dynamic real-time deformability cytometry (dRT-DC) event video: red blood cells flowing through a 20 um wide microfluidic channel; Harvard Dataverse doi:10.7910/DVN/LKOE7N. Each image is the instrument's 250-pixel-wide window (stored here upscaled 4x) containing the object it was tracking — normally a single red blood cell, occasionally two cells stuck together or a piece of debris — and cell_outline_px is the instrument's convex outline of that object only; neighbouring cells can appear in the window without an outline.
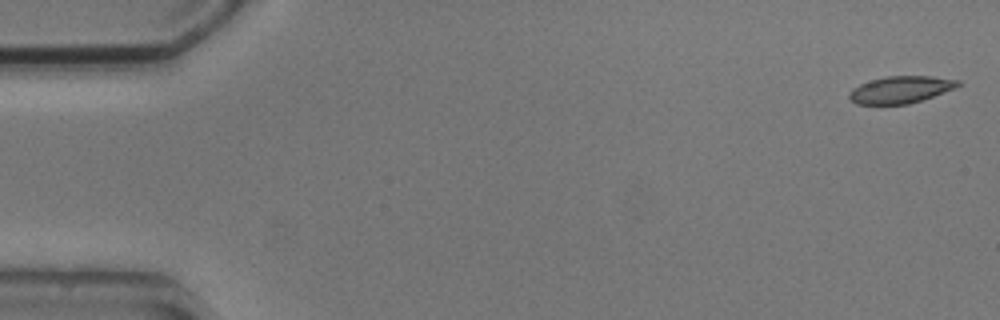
{"species": "common noctule bat (a hibernating species)", "species_latin": "Nyctalus noctula", "temperature_condition": "cold", "stored_images_in_passage": 4, "camera_frame_rate_fps": 3000, "um_per_image_px": 0.085, "animal": {"sex": "male", "body_mass_g": 20.5, "forearm_length_mm": 52.5}, "frame": {"image": 1, "passage_image": 1, "time_ms": 0.0, "image_size_px": [1000, 320], "cell_outline_px": [[964, 84], [956, 88], [908, 104], [856, 104], [848, 96], [848, 92], [852, 88], [860, 84], [872, 80], [888, 76], [932, 76], [960, 80]], "centroid_in_image_um": [76.58, 7.61], "position_along_channel_um": 8.4, "area_um2": 17.11}}
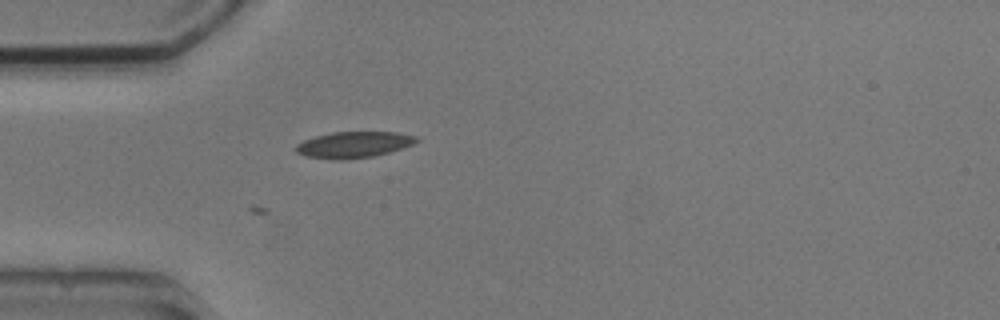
{"frame": {"image": 2, "passage_image": 4, "time_ms": 4.667, "image_size_px": [1000, 320], "cell_outline_px": [[420, 140], [412, 144], [388, 152], [372, 156], [344, 160], [332, 160], [304, 156], [296, 152], [296, 144], [304, 140], [316, 136], [332, 132], [400, 132], [416, 136]], "centroid_in_image_um": [30.04, 12.3], "position_along_channel_um": 55.0, "area_um2": 18.38}}